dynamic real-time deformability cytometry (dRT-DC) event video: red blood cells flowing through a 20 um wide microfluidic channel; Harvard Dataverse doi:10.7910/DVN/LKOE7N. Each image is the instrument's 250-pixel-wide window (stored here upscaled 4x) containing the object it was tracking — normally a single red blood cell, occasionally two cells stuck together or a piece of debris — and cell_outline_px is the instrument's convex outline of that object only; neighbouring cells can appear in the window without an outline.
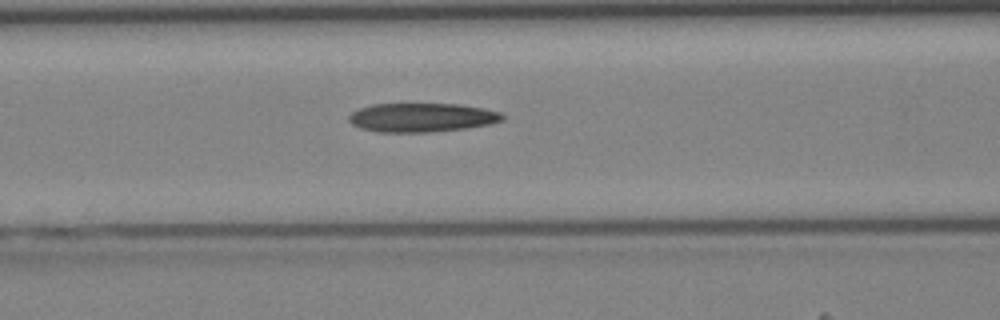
{"species": "Egyptian fruit bat (a non-hibernating species)", "species_latin": "Rousettus aegyptiacus", "temperature_condition": "cold", "stored_images_in_passage": 29, "camera_frame_rate_fps": 3000, "um_per_image_px": 0.085, "animal": {"sex": "female"}, "frame": {"image": 1, "passage_image": 12, "time_ms": 3.667, "image_size_px": [1000, 320], "cell_outline_px": [[504, 120], [492, 124], [464, 128], [428, 132], [376, 132], [360, 128], [352, 124], [348, 120], [348, 116], [352, 112], [360, 108], [372, 104], [456, 104], [484, 108], [500, 112], [504, 116]], "centroid_in_image_um": [35.84, 9.99], "position_along_channel_um": 130.8, "area_um2": 25.89}}
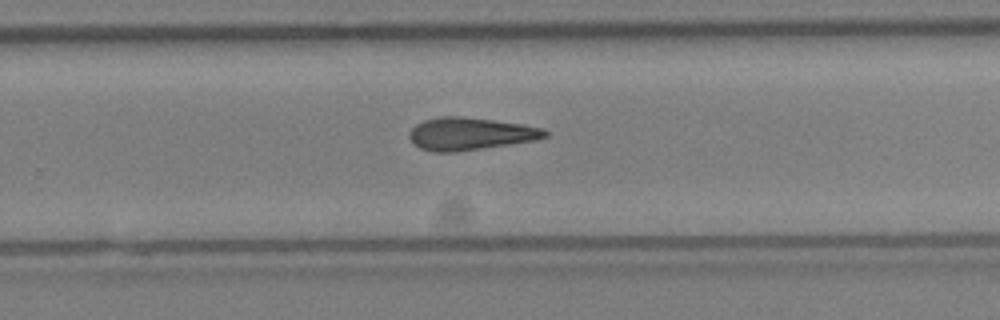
{"frame": {"image": 2, "passage_image": 22, "time_ms": 7.0, "image_size_px": [1000, 320], "cell_outline_px": [[548, 136], [536, 140], [456, 152], [432, 152], [420, 148], [408, 136], [408, 132], [416, 124], [424, 120], [440, 116], [460, 116], [492, 120], [520, 124], [544, 128], [548, 132]], "centroid_in_image_um": [39.96, 11.37], "position_along_channel_um": 289.8, "area_um2": 25.61}}
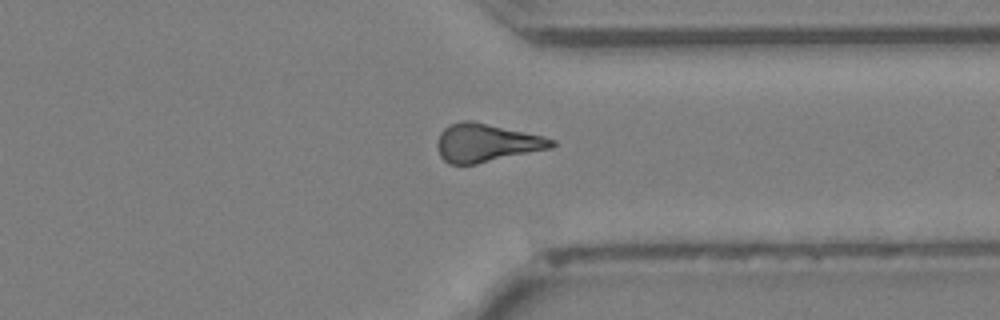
{"frame": {"image": 3, "passage_image": 27, "time_ms": 8.667, "image_size_px": [1000, 320], "cell_outline_px": [[556, 144], [552, 148], [476, 164], [448, 164], [440, 156], [436, 144], [440, 132], [444, 128], [460, 120], [468, 120], [544, 136], [556, 140]], "centroid_in_image_um": [41.34, 12.15], "position_along_channel_um": 370.1, "area_um2": 25.37}}